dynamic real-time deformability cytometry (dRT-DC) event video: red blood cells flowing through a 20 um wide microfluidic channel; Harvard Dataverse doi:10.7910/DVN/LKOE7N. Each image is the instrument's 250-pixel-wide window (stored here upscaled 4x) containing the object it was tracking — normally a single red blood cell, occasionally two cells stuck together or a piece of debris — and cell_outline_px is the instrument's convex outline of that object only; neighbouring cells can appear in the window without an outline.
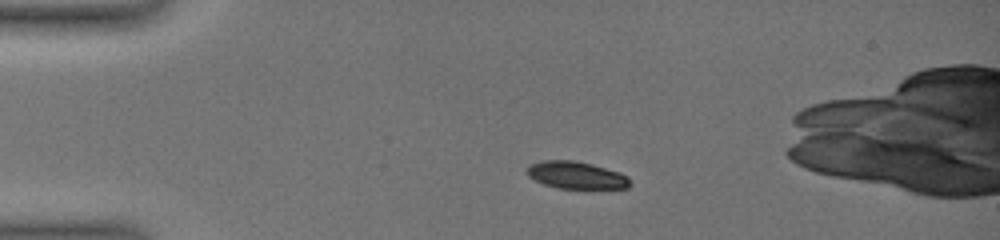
{"species": "common noctule bat (a hibernating species)", "species_latin": "Nyctalus noctula", "temperature_condition": "warm", "stored_images_in_passage": 41, "camera_frame_rate_fps": 3000, "um_per_image_px": 0.085, "animal": {"sex": "female", "body_mass_g": 19.0, "forearm_length_mm": 51.5}, "frame": {"image": 1, "passage_image": 1, "time_ms": 0.0, "image_size_px": [1000, 240], "cell_outline_px": [[632, 184], [628, 188], [556, 188], [544, 184], [528, 176], [528, 164], [540, 160], [572, 160], [592, 164], [620, 172], [628, 176]], "centroid_in_image_um": [48.99, 14.88], "position_along_channel_um": 36.0, "area_um2": 16.42}}
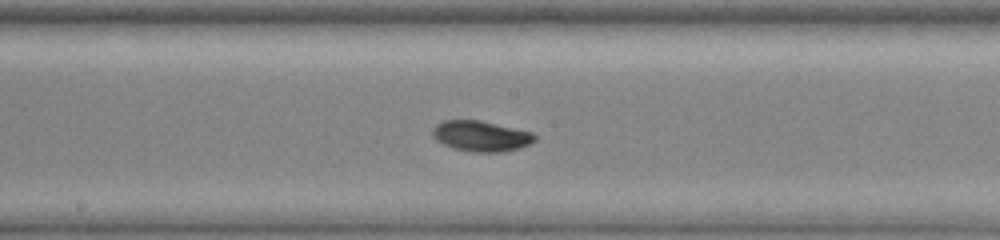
{"frame": {"image": 2, "passage_image": 19, "time_ms": 6.0, "image_size_px": [1000, 240], "cell_outline_px": [[536, 140], [532, 144], [520, 148], [504, 152], [472, 152], [452, 148], [436, 140], [432, 136], [432, 128], [436, 124], [444, 120], [480, 120], [532, 132], [536, 136]], "centroid_in_image_um": [40.89, 11.57], "position_along_channel_um": 207.3, "area_um2": 18.44}}
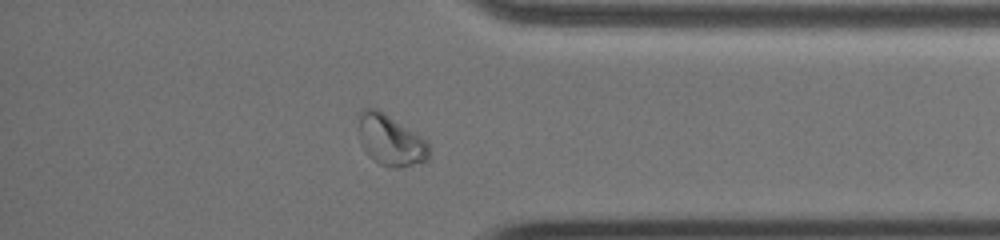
{"frame": {"image": 3, "passage_image": 35, "time_ms": 11.333, "image_size_px": [1000, 240], "cell_outline_px": [[428, 160], [396, 168], [392, 168], [380, 164], [372, 160], [368, 156], [360, 144], [356, 128], [360, 116], [364, 108], [376, 108], [420, 136], [428, 144]], "centroid_in_image_um": [33.11, 11.93], "position_along_channel_um": 402.1, "area_um2": 20.69}}